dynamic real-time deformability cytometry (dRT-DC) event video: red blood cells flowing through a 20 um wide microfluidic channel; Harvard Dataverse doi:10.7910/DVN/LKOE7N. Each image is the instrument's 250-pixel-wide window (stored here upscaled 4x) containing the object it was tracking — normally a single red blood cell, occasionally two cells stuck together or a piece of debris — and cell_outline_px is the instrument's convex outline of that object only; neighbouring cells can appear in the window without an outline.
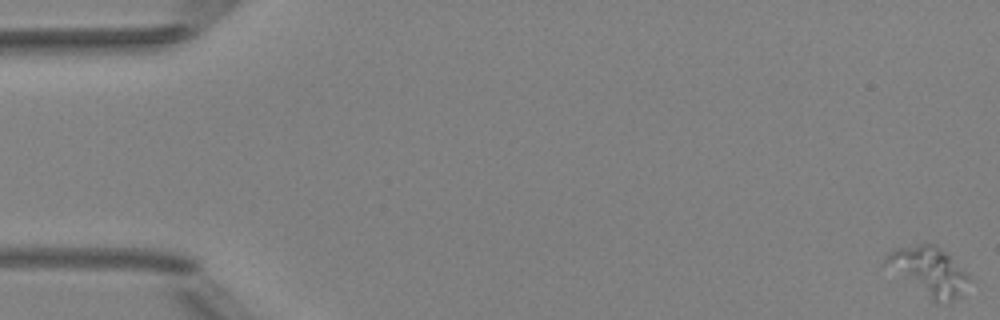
{"species": "Egyptian fruit bat (a non-hibernating species)", "species_latin": "Rousettus aegyptiacus", "temperature_condition": "room temperature", "stored_images_in_passage": 5, "camera_frame_rate_fps": 3000, "um_per_image_px": 0.085, "animal": {"sex": "female"}, "frame": {"image": 1, "passage_image": 1, "time_ms": 0.0, "image_size_px": [1000, 320], "cell_outline_px": [[972, 280], [960, 296], [936, 304], [884, 260], [896, 248], [920, 244], [936, 244], [948, 252], [952, 256]], "centroid_in_image_um": [79.09, 23.03], "position_along_channel_um": 5.9, "area_um2": 22.48}}
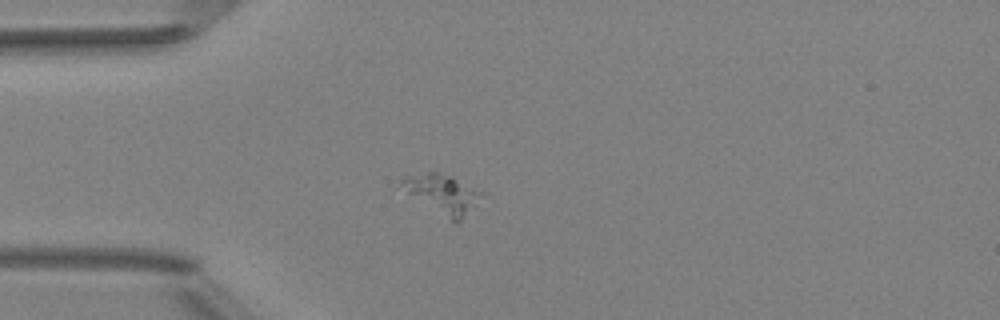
{"frame": {"image": 2, "passage_image": 5, "time_ms": 4.667, "image_size_px": [1000, 320], "cell_outline_px": [[480, 192], [472, 204], [460, 220], [456, 224], [408, 192], [400, 180], [404, 176], [428, 172], [436, 172], [452, 176]], "centroid_in_image_um": [37.55, 16.44], "position_along_channel_um": 47.5, "area_um2": 16.53}}